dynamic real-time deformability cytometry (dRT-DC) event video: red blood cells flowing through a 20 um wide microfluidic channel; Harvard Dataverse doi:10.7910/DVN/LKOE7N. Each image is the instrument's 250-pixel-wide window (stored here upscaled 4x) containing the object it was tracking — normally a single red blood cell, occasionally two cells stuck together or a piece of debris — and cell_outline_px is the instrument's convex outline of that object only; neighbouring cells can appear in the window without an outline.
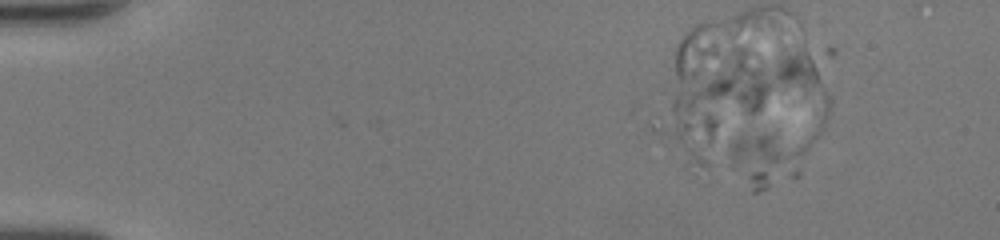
{"species": "human", "species_latin": "Homo sapiens", "temperature_condition": "room temperature", "stored_images_in_passage": 15, "segment_of_instrument_passage": [2, 2], "camera_frame_rate_fps": 3000, "um_per_image_px": 0.085, "donor": {"sex": "female"}, "frame": {"image": 1, "passage_image": 15, "time_ms": 4.667, "image_size_px": [1000, 240], "cell_outline_px": [[828, 116], [800, 176], [768, 188], [756, 192], [752, 192], [732, 156], [732, 144], [740, 136], [824, 92], [828, 96]], "centroid_in_image_um": [66.36, 12.32], "position_along_channel_um": 18.6, "area_um2": 38.78}}